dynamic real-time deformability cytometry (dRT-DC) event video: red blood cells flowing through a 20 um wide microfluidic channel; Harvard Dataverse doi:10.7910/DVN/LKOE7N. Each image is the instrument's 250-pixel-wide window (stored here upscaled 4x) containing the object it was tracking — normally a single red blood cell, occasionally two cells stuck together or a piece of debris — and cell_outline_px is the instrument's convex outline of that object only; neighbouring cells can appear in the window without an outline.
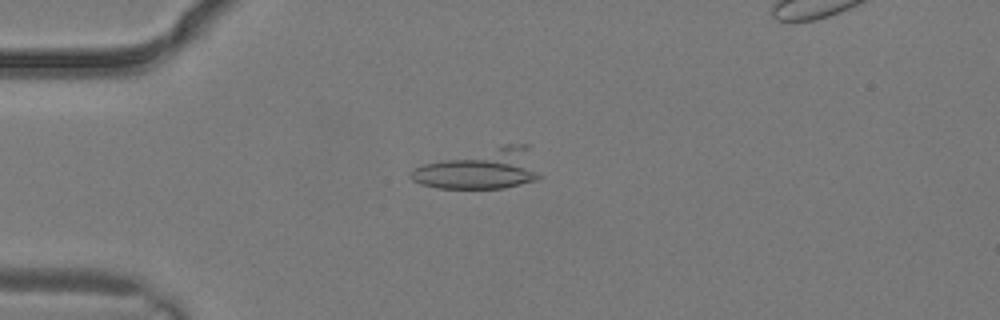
{"species": "common noctule bat (a hibernating species)", "species_latin": "Nyctalus noctula", "temperature_condition": "warm", "stored_images_in_passage": 2, "camera_frame_rate_fps": 3000, "um_per_image_px": 0.085, "animal": {"sex": "male", "body_mass_g": 19.2, "forearm_length_mm": 51.8}, "frame": {"image": 1, "passage_image": 2, "time_ms": 0.333, "image_size_px": [1000, 320], "cell_outline_px": [[540, 176], [536, 180], [504, 188], [436, 188], [420, 184], [412, 180], [408, 176], [408, 172], [424, 164], [504, 144], [528, 144]], "centroid_in_image_um": [40.84, 14.37], "position_along_channel_um": 44.2, "area_um2": 29.94}}